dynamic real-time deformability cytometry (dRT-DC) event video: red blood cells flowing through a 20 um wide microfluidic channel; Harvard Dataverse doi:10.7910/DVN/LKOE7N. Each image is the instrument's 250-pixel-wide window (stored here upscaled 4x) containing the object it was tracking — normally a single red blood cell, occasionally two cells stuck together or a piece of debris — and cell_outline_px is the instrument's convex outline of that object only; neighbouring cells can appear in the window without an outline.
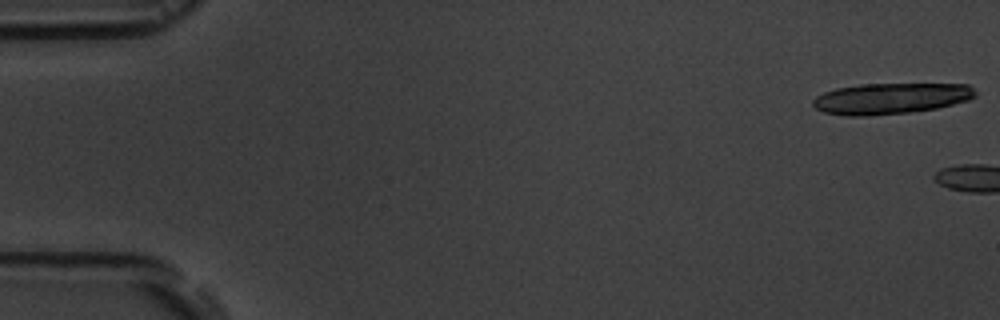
{"species": "common noctule bat (a hibernating species)", "species_latin": "Nyctalus noctula", "temperature_condition": "room temperature", "stored_images_in_passage": 2, "camera_frame_rate_fps": 3000, "um_per_image_px": 0.085, "animal": {"sex": "male", "body_mass_g": 19.5, "forearm_length_mm": 54.6}, "frame": {"image": 1, "passage_image": 1, "time_ms": 0.0, "image_size_px": [1000, 320], "cell_outline_px": [[976, 96], [968, 100], [936, 108], [908, 112], [864, 116], [844, 116], [824, 112], [816, 108], [812, 104], [812, 100], [816, 96], [824, 92], [836, 88], [860, 84], [968, 84], [976, 92]], "centroid_in_image_um": [75.68, 8.37], "position_along_channel_um": 9.3, "area_um2": 29.25}}